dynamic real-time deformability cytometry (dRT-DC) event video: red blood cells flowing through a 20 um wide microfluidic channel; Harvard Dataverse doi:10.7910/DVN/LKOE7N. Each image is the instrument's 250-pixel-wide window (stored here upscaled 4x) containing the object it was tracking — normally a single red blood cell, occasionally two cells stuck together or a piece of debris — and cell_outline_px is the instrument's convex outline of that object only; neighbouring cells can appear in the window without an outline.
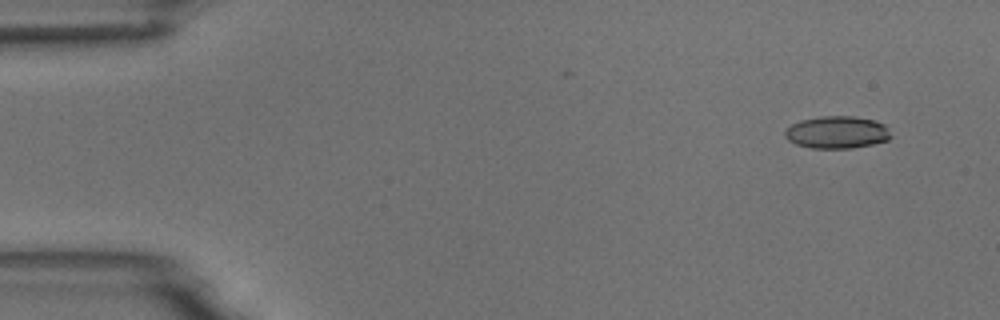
{"species": "common noctule bat (a hibernating species)", "species_latin": "Nyctalus noctula", "temperature_condition": "room temperature", "stored_images_in_passage": 5, "camera_frame_rate_fps": 3000, "um_per_image_px": 0.085, "animal": {"sex": "male", "body_mass_g": 18.8}, "frame": {"image": 1, "passage_image": 2, "time_ms": 1.0, "image_size_px": [1000, 320], "cell_outline_px": [[892, 136], [888, 140], [872, 144], [852, 148], [812, 148], [796, 144], [788, 140], [784, 136], [784, 128], [800, 120], [820, 116], [852, 116], [876, 120], [884, 124], [888, 128]], "centroid_in_image_um": [71.13, 11.24], "position_along_channel_um": 13.9, "area_um2": 20.17}}
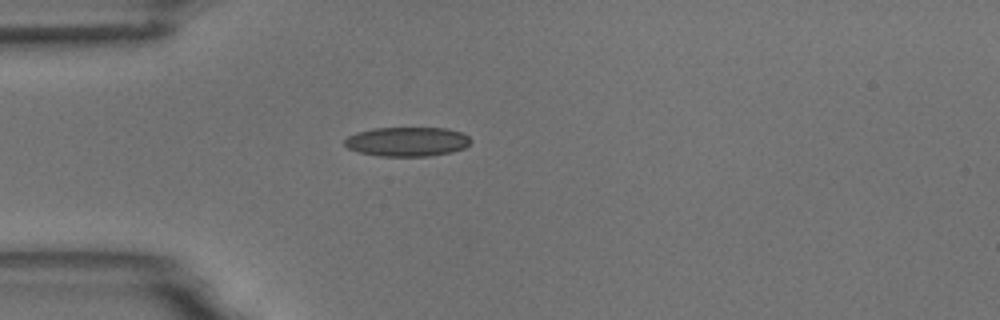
{"frame": {"image": 2, "passage_image": 5, "time_ms": 4.667, "image_size_px": [1000, 320], "cell_outline_px": [[472, 140], [464, 148], [452, 152], [428, 156], [380, 156], [360, 152], [348, 148], [344, 144], [344, 140], [348, 136], [356, 132], [372, 128], [448, 128], [460, 132], [468, 136]], "centroid_in_image_um": [34.6, 12.03], "position_along_channel_um": 50.4, "area_um2": 21.56}}